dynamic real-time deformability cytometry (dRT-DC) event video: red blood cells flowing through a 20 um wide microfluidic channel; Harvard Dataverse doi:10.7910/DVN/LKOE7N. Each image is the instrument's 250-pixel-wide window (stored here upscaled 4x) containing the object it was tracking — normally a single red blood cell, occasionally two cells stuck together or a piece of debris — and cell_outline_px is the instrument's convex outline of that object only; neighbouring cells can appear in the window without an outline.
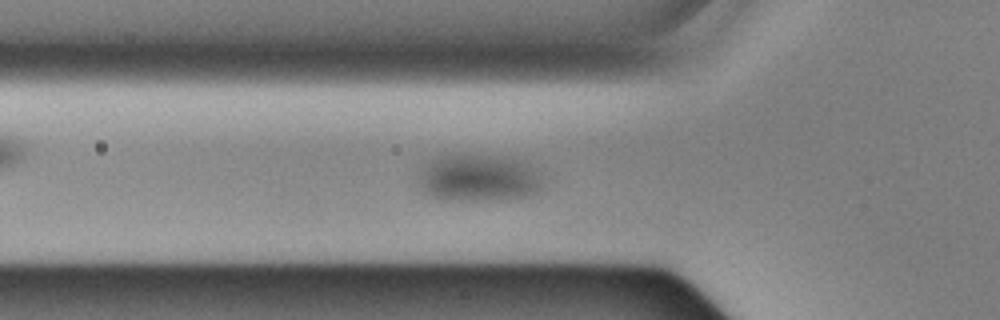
{"species": "Egyptian fruit bat (a non-hibernating species)", "species_latin": "Rousettus aegyptiacus", "temperature_condition": "cold", "stored_images_in_passage": 44, "camera_frame_rate_fps": 3000, "um_per_image_px": 0.085, "animal": {"sex": "male"}, "frame": {"image": 1, "passage_image": 5, "time_ms": 1.333, "image_size_px": [1000, 320], "cell_outline_px": [[544, 184], [540, 192], [532, 196], [512, 200], [440, 200], [428, 196], [420, 192], [416, 184], [416, 172], [428, 160], [440, 156], [500, 156], [524, 160], [540, 172]], "centroid_in_image_um": [40.66, 15.17], "position_along_channel_um": 85.1, "area_um2": 35.66}}
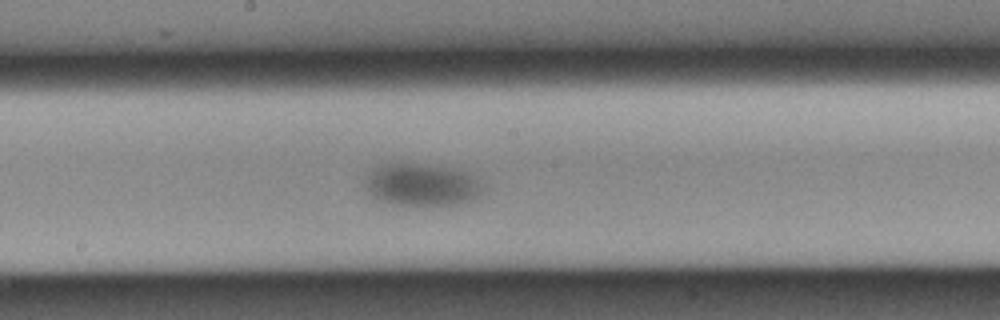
{"frame": {"image": 2, "passage_image": 16, "time_ms": 5.0, "image_size_px": [1000, 320], "cell_outline_px": [[484, 192], [472, 200], [460, 204], [424, 208], [408, 208], [392, 204], [380, 200], [372, 196], [364, 188], [364, 180], [368, 172], [372, 168], [380, 164], [420, 164], [448, 168], [468, 172], [480, 180], [484, 184]], "centroid_in_image_um": [35.85, 15.77], "position_along_channel_um": 212.4, "area_um2": 30.35}}
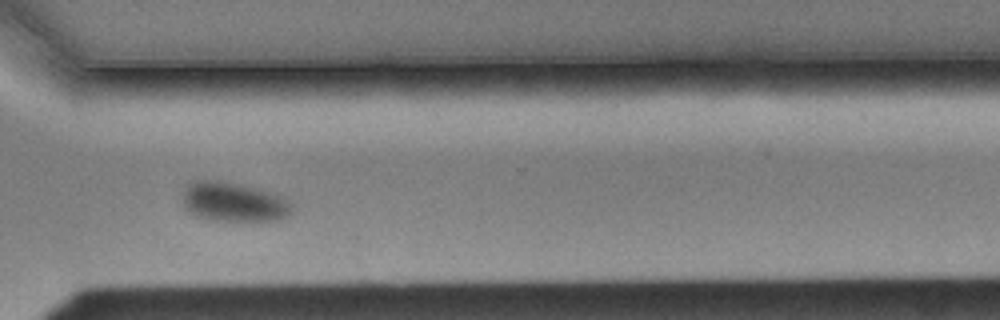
{"frame": {"image": 3, "passage_image": 28, "time_ms": 9.0, "image_size_px": [1000, 320], "cell_outline_px": [[292, 216], [284, 220], [244, 224], [208, 220], [196, 216], [188, 212], [184, 208], [184, 192], [188, 184], [200, 180], [220, 180], [240, 184], [272, 192], [284, 196], [292, 204]], "centroid_in_image_um": [19.96, 17.24], "position_along_channel_um": 350.6, "area_um2": 26.47}}